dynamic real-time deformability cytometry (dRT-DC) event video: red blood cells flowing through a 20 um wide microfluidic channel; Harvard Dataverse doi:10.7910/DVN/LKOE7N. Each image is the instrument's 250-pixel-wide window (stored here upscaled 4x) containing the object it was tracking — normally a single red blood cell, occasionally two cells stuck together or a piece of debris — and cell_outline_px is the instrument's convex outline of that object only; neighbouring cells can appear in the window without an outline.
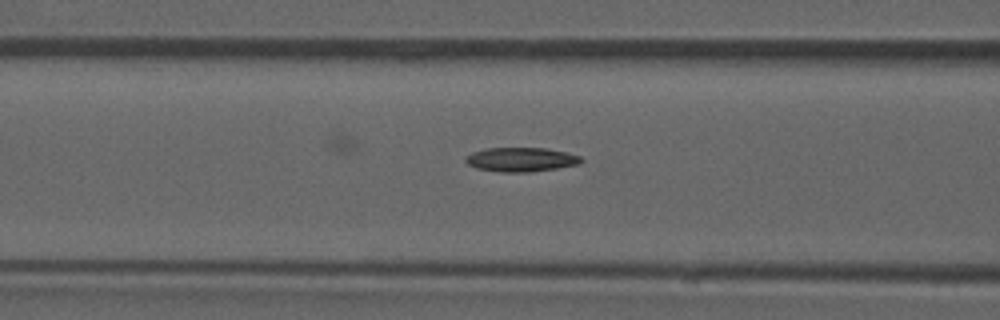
{"species": "common noctule bat (a hibernating species)", "species_latin": "Nyctalus noctula", "temperature_condition": "room temperature", "stored_images_in_passage": 35, "camera_frame_rate_fps": 3000, "um_per_image_px": 0.085, "animal": {"sex": "male", "forearm_length_mm": 52.5}, "frame": {"image": 1, "passage_image": 20, "time_ms": 6.333, "image_size_px": [1000, 320], "cell_outline_px": [[584, 160], [580, 164], [532, 172], [500, 172], [476, 168], [468, 164], [464, 160], [464, 156], [472, 152], [488, 148], [544, 148], [564, 152], [580, 156]], "centroid_in_image_um": [44.26, 13.56], "position_along_channel_um": 122.3, "area_um2": 16.3}}